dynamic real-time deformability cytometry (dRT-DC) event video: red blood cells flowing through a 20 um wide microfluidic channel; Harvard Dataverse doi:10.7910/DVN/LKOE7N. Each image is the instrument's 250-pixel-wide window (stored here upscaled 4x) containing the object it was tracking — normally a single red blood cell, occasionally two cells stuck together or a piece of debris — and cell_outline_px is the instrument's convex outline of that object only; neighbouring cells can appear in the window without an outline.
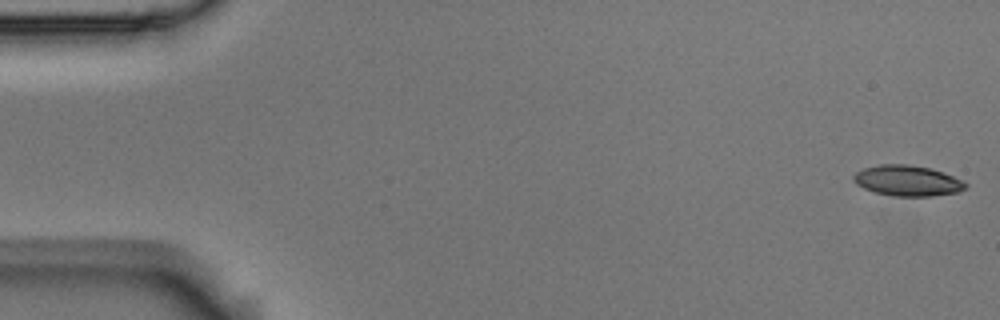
{"species": "Egyptian fruit bat (a non-hibernating species)", "species_latin": "Rousettus aegyptiacus", "temperature_condition": "room temperature", "stored_images_in_passage": 5, "camera_frame_rate_fps": 3000, "um_per_image_px": 0.085, "animal": {"sex": "male"}, "frame": {"image": 1, "passage_image": 1, "time_ms": 0.0, "image_size_px": [1000, 320], "cell_outline_px": [[968, 188], [956, 192], [932, 196], [892, 196], [876, 192], [864, 188], [856, 184], [852, 180], [852, 176], [856, 172], [864, 168], [880, 164], [908, 164], [928, 168], [944, 172], [968, 184]], "centroid_in_image_um": [77.11, 15.36], "position_along_channel_um": 7.9, "area_um2": 19.94}}
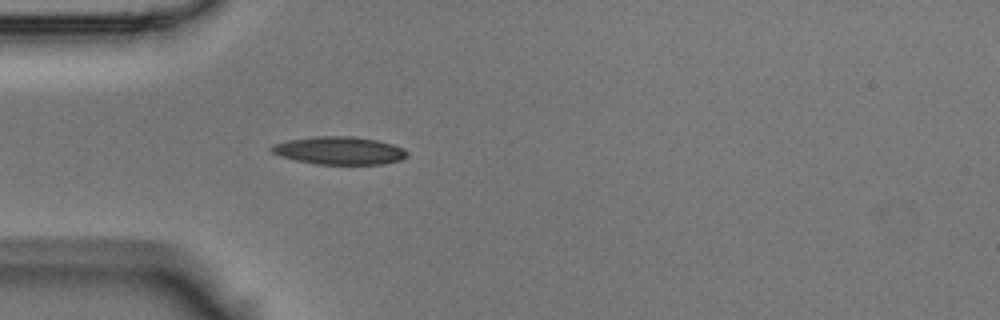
{"frame": {"image": 2, "passage_image": 5, "time_ms": 1.333, "image_size_px": [1000, 320], "cell_outline_px": [[408, 156], [400, 160], [384, 164], [316, 164], [296, 160], [272, 152], [268, 148], [272, 144], [288, 140], [316, 136], [356, 136], [376, 140], [392, 144], [404, 148], [408, 152]], "centroid_in_image_um": [28.86, 12.79], "position_along_channel_um": 56.1, "area_um2": 22.02}}